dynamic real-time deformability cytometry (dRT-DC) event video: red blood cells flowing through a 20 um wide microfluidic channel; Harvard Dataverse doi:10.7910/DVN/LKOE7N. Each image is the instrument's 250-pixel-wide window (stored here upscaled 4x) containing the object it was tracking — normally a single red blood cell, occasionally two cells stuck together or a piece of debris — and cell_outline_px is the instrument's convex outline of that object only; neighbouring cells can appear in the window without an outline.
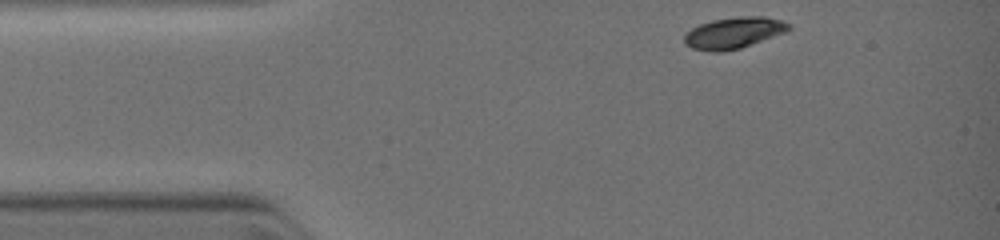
{"species": "common noctule bat (a hibernating species)", "species_latin": "Nyctalus noctula", "temperature_condition": "warm", "stored_images_in_passage": 19, "camera_frame_rate_fps": 3000, "um_per_image_px": 0.085, "animal": {"sex": "female", "body_mass_g": 19.0, "forearm_length_mm": 51.5}, "frame": {"image": 1, "passage_image": 1, "time_ms": 0.0, "image_size_px": [1000, 240], "cell_outline_px": [[792, 28], [784, 32], [740, 48], [724, 52], [712, 52], [692, 48], [684, 44], [684, 36], [692, 28], [700, 24], [712, 20], [740, 16], [764, 16], [780, 20], [792, 24]], "centroid_in_image_um": [62.36, 2.79], "position_along_channel_um": 22.6, "area_um2": 18.96}}
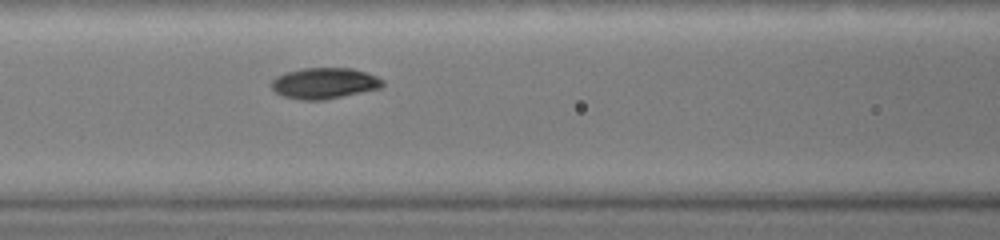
{"frame": {"image": 2, "passage_image": 12, "time_ms": 3.333, "image_size_px": [1000, 240], "cell_outline_px": [[384, 84], [380, 88], [324, 100], [300, 100], [284, 96], [276, 92], [272, 88], [272, 80], [276, 76], [284, 72], [304, 68], [352, 68], [376, 76], [384, 80]], "centroid_in_image_um": [27.56, 7.07], "position_along_channel_um": 139.0, "area_um2": 20.0}}
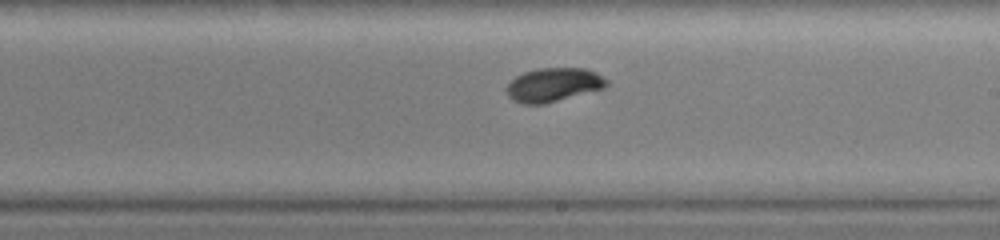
{"frame": {"image": 3, "passage_image": 19, "time_ms": 5.333, "image_size_px": [1000, 240], "cell_outline_px": [[608, 84], [604, 88], [544, 104], [520, 104], [512, 100], [504, 92], [504, 88], [516, 76], [524, 72], [536, 68], [584, 68], [596, 72], [608, 80]], "centroid_in_image_um": [47.0, 7.21], "position_along_channel_um": 242.0, "area_um2": 19.88}}